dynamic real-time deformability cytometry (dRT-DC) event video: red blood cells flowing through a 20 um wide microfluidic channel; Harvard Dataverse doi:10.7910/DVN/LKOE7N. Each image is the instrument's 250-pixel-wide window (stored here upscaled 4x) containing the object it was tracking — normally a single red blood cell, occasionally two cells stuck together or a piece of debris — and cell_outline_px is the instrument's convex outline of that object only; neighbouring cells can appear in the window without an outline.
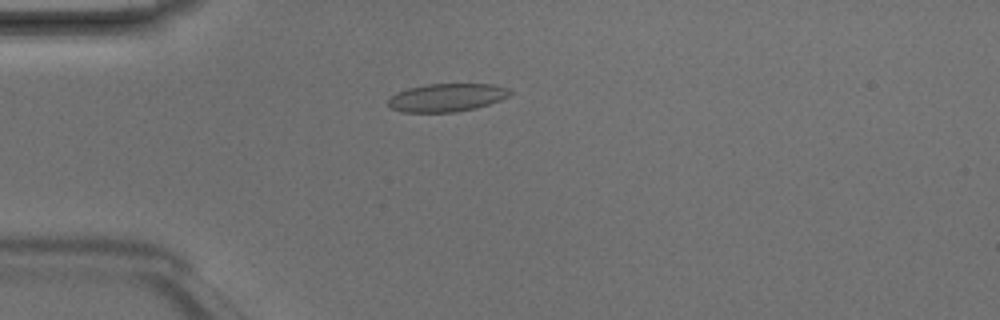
{"species": "Egyptian fruit bat (a non-hibernating species)", "species_latin": "Rousettus aegyptiacus", "temperature_condition": "room temperature", "stored_images_in_passage": 4, "camera_frame_rate_fps": 3000, "um_per_image_px": 0.085, "animal": {"sex": "male"}, "frame": {"image": 1, "passage_image": 3, "time_ms": 0.667, "image_size_px": [1000, 320], "cell_outline_px": [[512, 92], [508, 96], [500, 100], [476, 108], [456, 112], [404, 112], [388, 108], [388, 100], [396, 92], [408, 88], [428, 84], [492, 84], [508, 88]], "centroid_in_image_um": [37.95, 8.29], "position_along_channel_um": 47.0, "area_um2": 19.94}}